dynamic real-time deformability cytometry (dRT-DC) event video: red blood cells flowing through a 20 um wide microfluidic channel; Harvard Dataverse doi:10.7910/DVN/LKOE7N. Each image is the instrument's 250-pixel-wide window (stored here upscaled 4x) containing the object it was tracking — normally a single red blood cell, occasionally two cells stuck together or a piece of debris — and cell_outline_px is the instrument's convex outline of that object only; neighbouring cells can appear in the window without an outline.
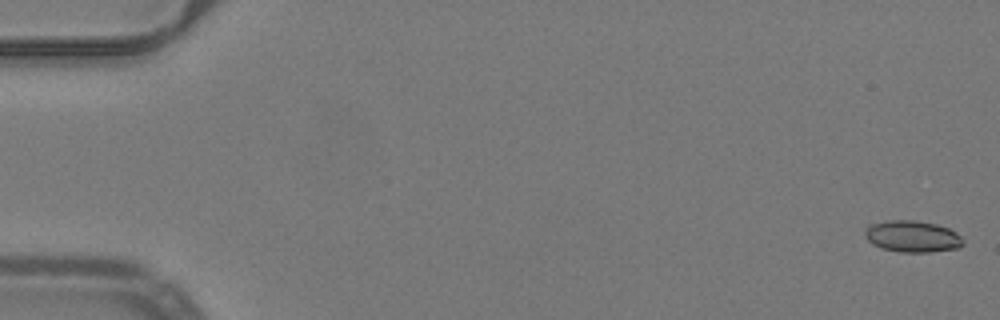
{"species": "common noctule bat (a hibernating species)", "species_latin": "Nyctalus noctula", "temperature_condition": "warm", "stored_images_in_passage": 11, "camera_frame_rate_fps": 3000, "um_per_image_px": 0.085, "animal": {"sex": "male", "body_mass_g": 19.2, "forearm_length_mm": 51.8}, "frame": {"image": 1, "passage_image": 1, "time_ms": 0.0, "image_size_px": [1000, 320], "cell_outline_px": [[964, 244], [960, 248], [932, 252], [900, 252], [880, 248], [872, 244], [864, 236], [864, 228], [868, 224], [888, 220], [916, 220], [936, 224], [948, 228], [956, 232], [964, 240]], "centroid_in_image_um": [77.53, 20.09], "position_along_channel_um": 7.5, "area_um2": 18.44}}